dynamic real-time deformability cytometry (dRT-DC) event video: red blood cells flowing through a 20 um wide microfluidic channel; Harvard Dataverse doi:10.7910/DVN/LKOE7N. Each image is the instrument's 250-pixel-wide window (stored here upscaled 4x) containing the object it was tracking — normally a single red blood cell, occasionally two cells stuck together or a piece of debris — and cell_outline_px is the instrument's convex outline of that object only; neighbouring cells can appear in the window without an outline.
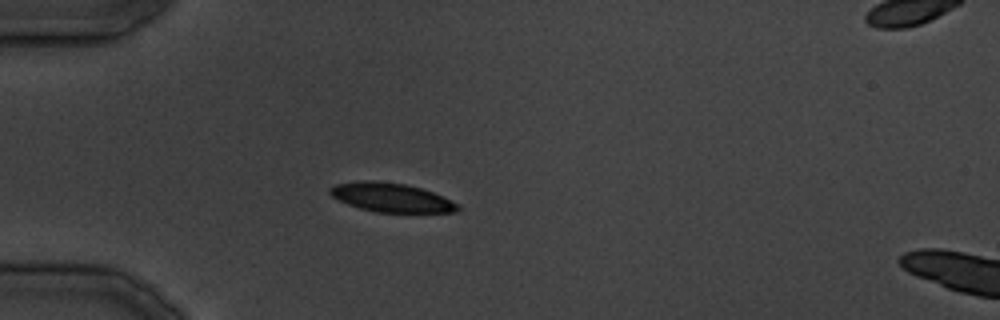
{"species": "common noctule bat (a hibernating species)", "species_latin": "Nyctalus noctula", "temperature_condition": "cold", "stored_images_in_passage": 26, "camera_frame_rate_fps": 3000, "um_per_image_px": 0.085, "animal": {"sex": "male", "body_mass_g": 19.5, "forearm_length_mm": 54.6}, "frame": {"image": 1, "passage_image": 1, "time_ms": 0.0, "image_size_px": [1000, 320], "cell_outline_px": [[460, 208], [456, 212], [376, 212], [360, 208], [348, 204], [332, 196], [328, 192], [328, 188], [336, 184], [356, 180], [372, 180], [404, 184], [420, 188], [432, 192], [460, 204]], "centroid_in_image_um": [33.23, 16.78], "position_along_channel_um": 51.8, "area_um2": 21.5}}
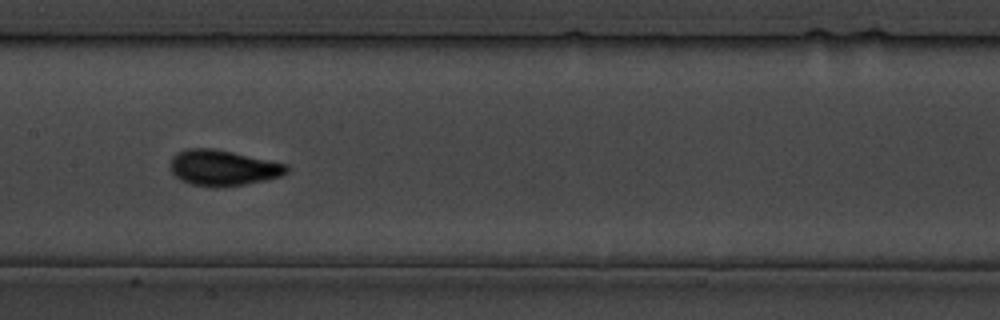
{"frame": {"image": 2, "passage_image": 9, "time_ms": 10.0, "image_size_px": [1000, 320], "cell_outline_px": [[288, 172], [280, 176], [264, 180], [244, 184], [212, 188], [192, 184], [180, 180], [172, 172], [172, 156], [176, 152], [184, 148], [212, 148], [232, 152], [288, 164]], "centroid_in_image_um": [18.94, 14.26], "position_along_channel_um": 188.5, "area_um2": 24.1}}
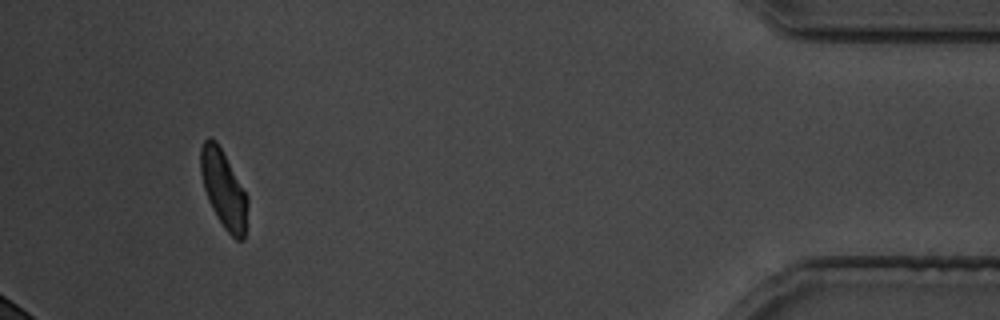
{"frame": {"image": 3, "passage_image": 24, "time_ms": 29.0, "image_size_px": [1000, 320], "cell_outline_px": [[248, 204], [244, 240], [236, 240], [224, 228], [212, 208], [208, 200], [204, 188], [200, 172], [200, 148], [204, 140], [208, 136], [216, 140], [248, 196]], "centroid_in_image_um": [19.0, 16.07], "position_along_channel_um": 416.2, "area_um2": 21.21}}